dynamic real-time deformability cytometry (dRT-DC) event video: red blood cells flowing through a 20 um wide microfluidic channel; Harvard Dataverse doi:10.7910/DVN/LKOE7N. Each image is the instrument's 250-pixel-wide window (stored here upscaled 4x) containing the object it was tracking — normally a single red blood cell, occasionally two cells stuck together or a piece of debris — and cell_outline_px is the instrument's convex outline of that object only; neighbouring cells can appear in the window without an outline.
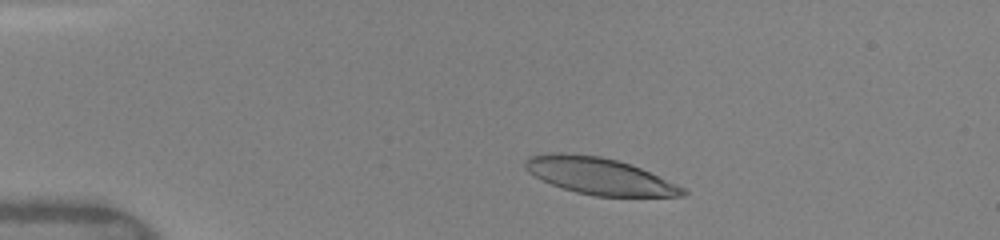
{"species": "human", "species_latin": "Homo sapiens", "temperature_condition": "warm", "stored_images_in_passage": 40, "camera_frame_rate_fps": 3000, "um_per_image_px": 0.085, "donor": {"sex": "female"}, "frame": {"image": 1, "passage_image": 6, "time_ms": 1.667, "image_size_px": [1000, 240], "cell_outline_px": [[688, 192], [684, 196], [596, 196], [576, 192], [552, 184], [528, 172], [524, 168], [524, 160], [528, 156], [548, 152], [564, 152], [600, 156], [616, 160], [640, 168], [676, 184], [684, 188]], "centroid_in_image_um": [50.89, 14.94], "position_along_channel_um": 34.1, "area_um2": 33.47}}
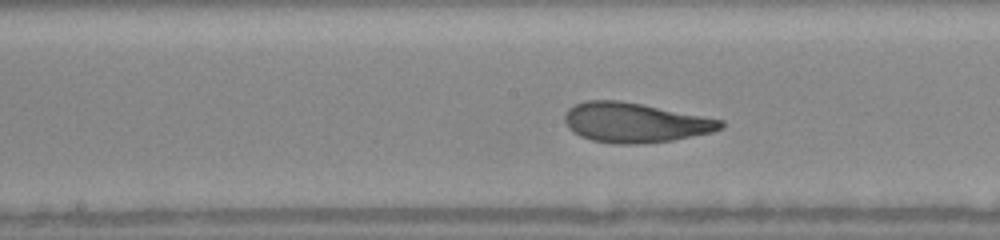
{"frame": {"image": 2, "passage_image": 22, "time_ms": 7.0, "image_size_px": [1000, 240], "cell_outline_px": [[724, 128], [712, 132], [672, 140], [636, 144], [612, 144], [592, 140], [580, 136], [572, 132], [568, 128], [564, 120], [564, 116], [568, 108], [576, 104], [588, 100], [616, 100], [640, 104], [724, 120]], "centroid_in_image_um": [53.95, 10.43], "position_along_channel_um": 194.3, "area_um2": 35.95}}
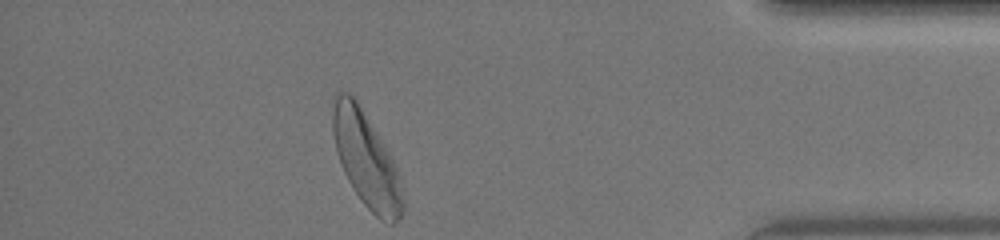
{"frame": {"image": 3, "passage_image": 40, "time_ms": 13.0, "image_size_px": [1000, 240], "cell_outline_px": [[404, 208], [400, 220], [392, 224], [388, 224], [380, 220], [360, 200], [352, 188], [340, 164], [336, 152], [332, 132], [332, 96], [336, 92], [348, 92], [356, 100], [388, 152], [396, 168], [404, 200]], "centroid_in_image_um": [31.09, 13.6], "position_along_channel_um": 404.1, "area_um2": 38.55}, "authors_computed_cell_mechanics": {"area_um2": 35.7782, "velocity_mm_per_s": 4.0668, "shape_relaxation_time_tau1_ms": 3.3389, "shape_relaxation_time_tau2_ms": 1.0869, "deformation_change_tau1": 0.1888, "deformation_change_tau2": 0.0966}}